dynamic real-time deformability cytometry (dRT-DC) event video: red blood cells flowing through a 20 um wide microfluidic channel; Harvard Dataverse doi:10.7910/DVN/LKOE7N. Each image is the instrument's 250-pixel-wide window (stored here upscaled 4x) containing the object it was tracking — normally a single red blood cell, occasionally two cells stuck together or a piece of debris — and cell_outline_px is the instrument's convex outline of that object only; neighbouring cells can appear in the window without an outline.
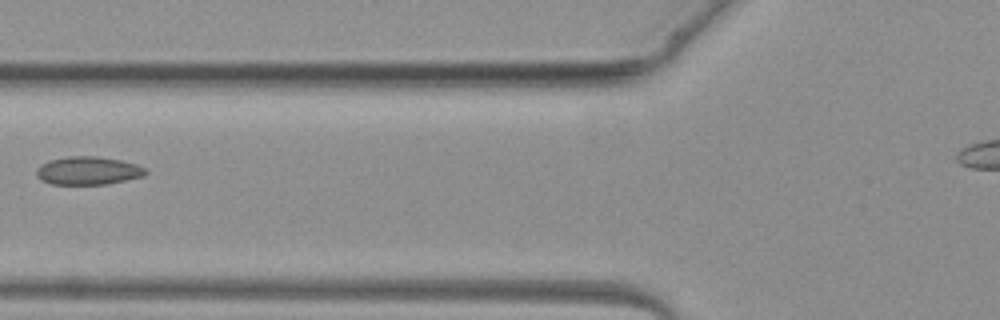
{"species": "common noctule bat (a hibernating species)", "species_latin": "Nyctalus noctula", "temperature_condition": "warm", "stored_images_in_passage": 4, "camera_frame_rate_fps": 3000, "um_per_image_px": 0.085, "animal": {"sex": "female", "body_mass_g": 19.3, "forearm_length_mm": 54.1}, "frame": {"image": 1, "passage_image": 4, "time_ms": 4.333, "image_size_px": [1000, 320], "cell_outline_px": [[148, 172], [144, 176], [108, 184], [52, 184], [40, 180], [36, 176], [36, 168], [40, 164], [48, 160], [68, 156], [96, 156], [120, 160], [136, 164], [144, 168]], "centroid_in_image_um": [7.45, 14.5], "position_along_channel_um": 118.4, "area_um2": 18.03}}